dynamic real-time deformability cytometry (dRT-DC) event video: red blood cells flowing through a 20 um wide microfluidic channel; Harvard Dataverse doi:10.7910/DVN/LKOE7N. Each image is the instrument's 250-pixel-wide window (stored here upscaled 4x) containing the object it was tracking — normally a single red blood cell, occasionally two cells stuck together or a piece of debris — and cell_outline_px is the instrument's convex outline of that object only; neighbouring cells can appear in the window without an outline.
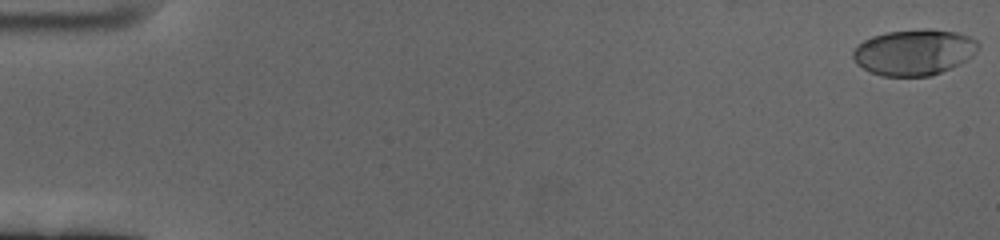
{"species": "human", "species_latin": "Homo sapiens", "temperature_condition": "cold", "stored_images_in_passage": 8, "camera_frame_rate_fps": 3000, "um_per_image_px": 0.085, "donor": {"sex": "female"}, "frame": {"image": 1, "passage_image": 1, "time_ms": 0.0, "image_size_px": [1000, 240], "cell_outline_px": [[980, 44], [976, 52], [972, 56], [960, 64], [952, 68], [932, 76], [880, 76], [856, 64], [852, 56], [852, 52], [856, 44], [872, 36], [884, 32], [924, 28], [928, 28], [956, 32], [968, 36], [976, 40]], "centroid_in_image_um": [77.69, 4.43], "position_along_channel_um": 7.3, "area_um2": 33.93}}